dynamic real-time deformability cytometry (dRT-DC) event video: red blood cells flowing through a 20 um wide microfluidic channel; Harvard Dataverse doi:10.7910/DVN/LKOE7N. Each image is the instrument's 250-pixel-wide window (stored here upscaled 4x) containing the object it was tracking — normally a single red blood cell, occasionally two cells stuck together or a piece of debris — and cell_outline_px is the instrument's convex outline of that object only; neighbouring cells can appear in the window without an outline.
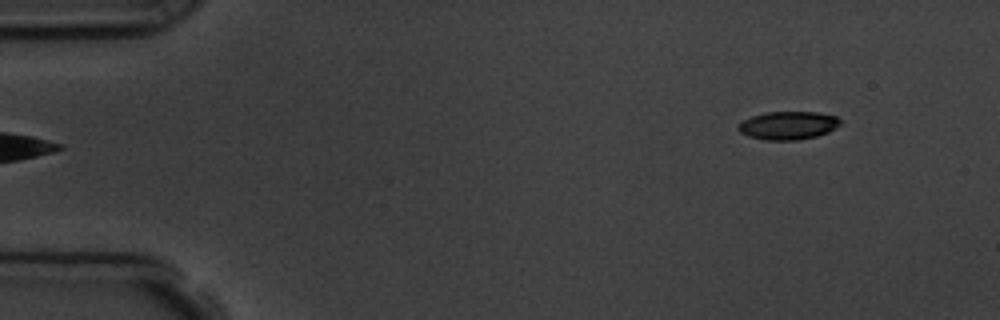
{"species": "common noctule bat (a hibernating species)", "species_latin": "Nyctalus noctula", "temperature_condition": "room temperature", "stored_images_in_passage": 5, "camera_frame_rate_fps": 3000, "um_per_image_px": 0.085, "animal": {"sex": "male", "body_mass_g": 19.5, "forearm_length_mm": 54.6}, "frame": {"image": 1, "passage_image": 5, "time_ms": 6.0, "image_size_px": [1000, 320], "cell_outline_px": [[840, 124], [836, 128], [828, 132], [816, 136], [796, 140], [764, 140], [748, 136], [740, 132], [736, 128], [744, 120], [752, 116], [764, 112], [816, 112], [836, 116], [840, 120]], "centroid_in_image_um": [66.98, 10.66], "position_along_channel_um": 18.0, "area_um2": 16.7}}